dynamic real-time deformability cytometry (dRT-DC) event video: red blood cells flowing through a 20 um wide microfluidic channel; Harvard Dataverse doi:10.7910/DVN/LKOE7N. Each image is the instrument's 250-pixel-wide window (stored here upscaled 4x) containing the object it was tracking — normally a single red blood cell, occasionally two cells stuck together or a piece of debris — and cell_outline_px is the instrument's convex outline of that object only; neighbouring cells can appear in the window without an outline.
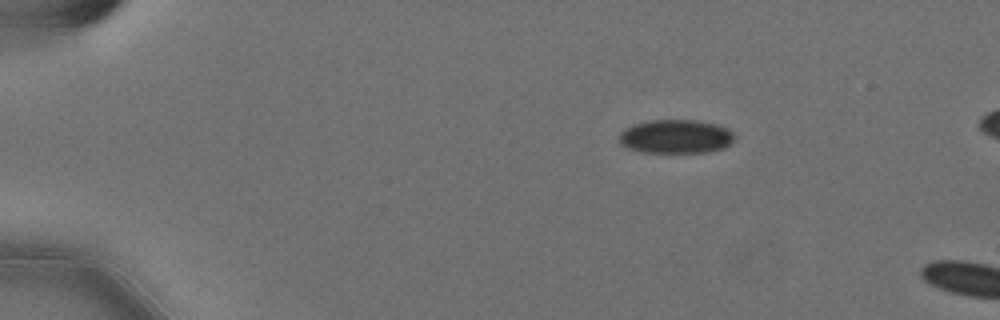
{"species": "Egyptian fruit bat (a non-hibernating species)", "species_latin": "Rousettus aegyptiacus", "temperature_condition": "cold", "stored_images_in_passage": 5, "camera_frame_rate_fps": 3000, "um_per_image_px": 0.085, "animal": {"sex": "female"}, "frame": {"image": 1, "passage_image": 1, "time_ms": 0.0, "image_size_px": [1000, 320], "cell_outline_px": [[736, 136], [724, 148], [704, 152], [640, 152], [628, 148], [620, 144], [620, 132], [624, 128], [632, 124], [648, 120], [700, 120], [716, 124], [728, 128]], "centroid_in_image_um": [57.42, 11.59], "position_along_channel_um": 27.6, "area_um2": 22.83}}